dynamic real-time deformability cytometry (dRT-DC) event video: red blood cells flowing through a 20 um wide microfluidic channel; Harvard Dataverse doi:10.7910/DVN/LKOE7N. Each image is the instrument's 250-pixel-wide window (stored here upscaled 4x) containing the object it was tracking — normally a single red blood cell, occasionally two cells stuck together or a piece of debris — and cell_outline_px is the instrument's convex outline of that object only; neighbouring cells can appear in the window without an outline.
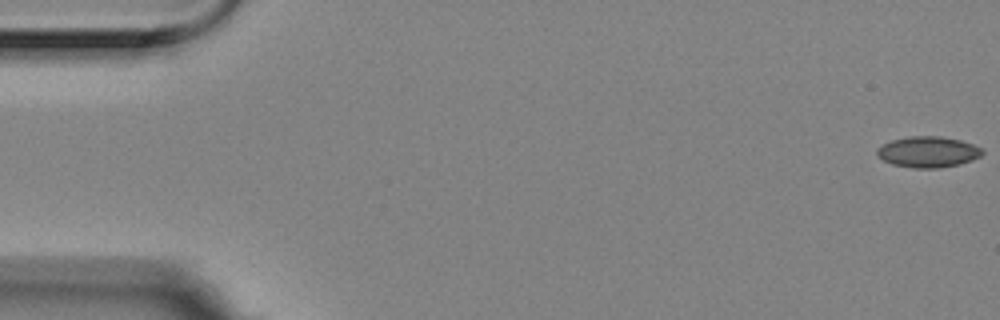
{"species": "Egyptian fruit bat (a non-hibernating species)", "species_latin": "Rousettus aegyptiacus", "temperature_condition": "room temperature", "stored_images_in_passage": 7, "camera_frame_rate_fps": 3000, "um_per_image_px": 0.085, "animal": {"sex": "female"}, "frame": {"image": 1, "passage_image": 1, "time_ms": 0.0, "image_size_px": [1000, 320], "cell_outline_px": [[984, 152], [980, 156], [972, 160], [960, 164], [936, 168], [912, 168], [892, 164], [876, 156], [876, 148], [892, 140], [908, 136], [940, 136], [960, 140], [972, 144], [980, 148]], "centroid_in_image_um": [78.85, 12.91], "position_along_channel_um": 6.1, "area_um2": 18.96}}
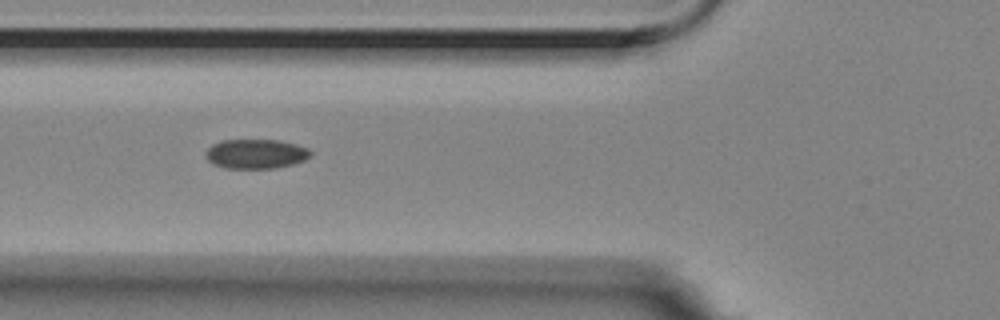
{"frame": {"image": 2, "passage_image": 6, "time_ms": 1.667, "image_size_px": [1000, 320], "cell_outline_px": [[312, 152], [304, 160], [292, 164], [276, 168], [224, 168], [212, 164], [208, 160], [204, 152], [212, 144], [220, 140], [280, 140], [296, 144], [308, 148]], "centroid_in_image_um": [21.71, 13.07], "position_along_channel_um": 104.1, "area_um2": 18.09}}
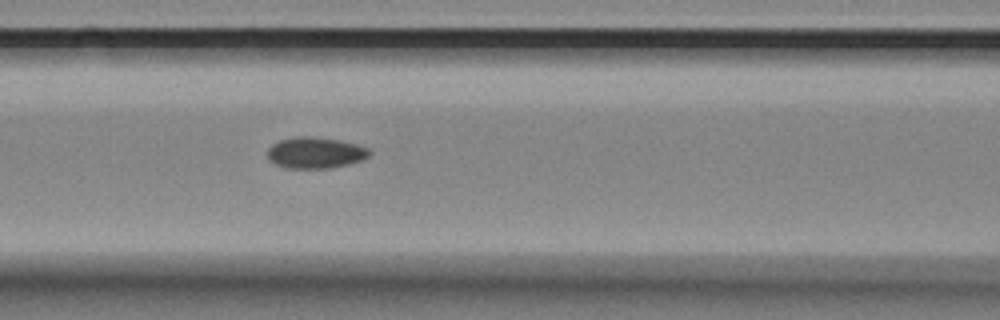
{"frame": {"image": 3, "passage_image": 7, "time_ms": 2.0, "image_size_px": [1000, 320], "cell_outline_px": [[372, 152], [368, 156], [360, 160], [348, 164], [332, 168], [284, 168], [268, 160], [268, 148], [272, 144], [280, 140], [292, 136], [312, 136], [340, 140], [356, 144], [368, 148]], "centroid_in_image_um": [26.78, 12.97], "position_along_channel_um": 139.8, "area_um2": 18.67}}